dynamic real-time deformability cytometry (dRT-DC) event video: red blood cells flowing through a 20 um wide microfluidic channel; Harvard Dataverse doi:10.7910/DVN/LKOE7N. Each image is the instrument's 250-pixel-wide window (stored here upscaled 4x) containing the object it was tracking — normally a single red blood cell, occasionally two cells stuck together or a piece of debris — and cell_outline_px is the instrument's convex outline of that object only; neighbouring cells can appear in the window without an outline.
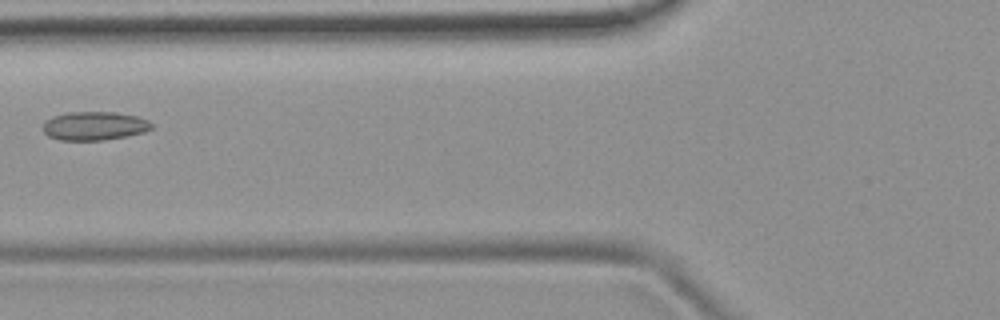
{"species": "common noctule bat (a hibernating species)", "species_latin": "Nyctalus noctula", "temperature_condition": "room temperature", "stored_images_in_passage": 4, "camera_frame_rate_fps": 3000, "um_per_image_px": 0.085, "animal": {"sex": "female", "body_mass_g": 19.9}, "frame": {"image": 1, "passage_image": 4, "time_ms": 4.0, "image_size_px": [1000, 320], "cell_outline_px": [[152, 128], [144, 132], [104, 140], [60, 140], [48, 136], [44, 132], [44, 120], [52, 116], [68, 112], [116, 112], [136, 116], [148, 120], [152, 124]], "centroid_in_image_um": [8.0, 10.69], "position_along_channel_um": 117.8, "area_um2": 18.09}}